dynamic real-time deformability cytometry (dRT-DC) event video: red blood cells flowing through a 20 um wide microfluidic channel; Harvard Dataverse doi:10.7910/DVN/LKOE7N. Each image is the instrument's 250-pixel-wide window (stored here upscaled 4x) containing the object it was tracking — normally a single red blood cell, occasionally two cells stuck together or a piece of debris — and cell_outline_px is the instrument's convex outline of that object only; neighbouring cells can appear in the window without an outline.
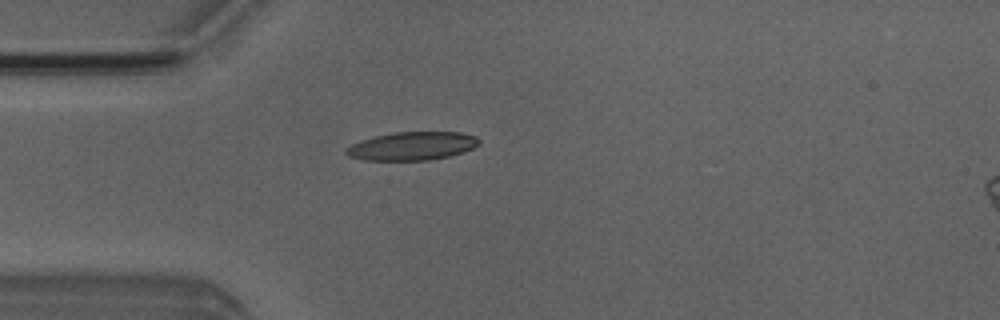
{"species": "Egyptian fruit bat (a non-hibernating species)", "species_latin": "Rousettus aegyptiacus", "temperature_condition": "room temperature", "stored_images_in_passage": 4, "camera_frame_rate_fps": 3000, "um_per_image_px": 0.085, "animal": {"sex": "male"}, "frame": {"image": 1, "passage_image": 4, "time_ms": 3.667, "image_size_px": [1000, 320], "cell_outline_px": [[480, 144], [464, 152], [448, 156], [428, 160], [364, 160], [348, 156], [344, 152], [352, 144], [360, 140], [392, 132], [460, 132], [476, 136], [480, 140]], "centroid_in_image_um": [35.04, 12.41], "position_along_channel_um": 50.0, "area_um2": 21.91}}